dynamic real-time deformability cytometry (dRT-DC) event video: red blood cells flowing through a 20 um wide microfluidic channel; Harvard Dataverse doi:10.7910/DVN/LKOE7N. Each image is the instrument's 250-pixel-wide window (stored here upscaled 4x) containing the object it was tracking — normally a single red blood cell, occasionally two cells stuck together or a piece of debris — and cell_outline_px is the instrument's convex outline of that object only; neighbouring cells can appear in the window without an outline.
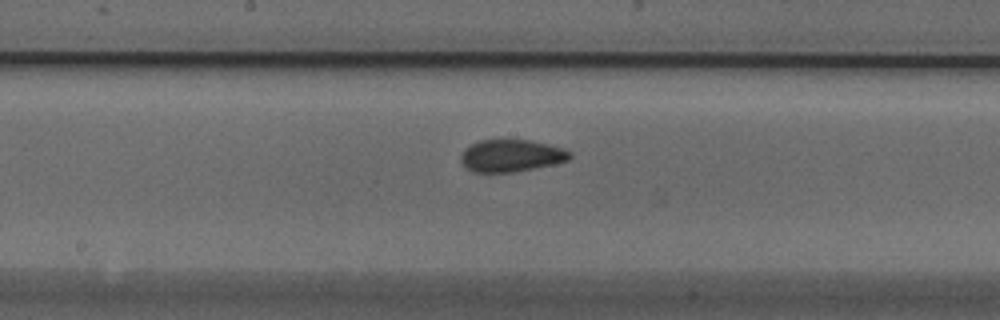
{"species": "Egyptian fruit bat (a non-hibernating species)", "species_latin": "Rousettus aegyptiacus", "temperature_condition": "cold", "stored_images_in_passage": 10, "segment_of_instrument_passage": [2, 2], "camera_frame_rate_fps": 3000, "um_per_image_px": 0.085, "animal": {"sex": "male"}, "frame": {"image": 1, "passage_image": 10, "time_ms": 3.0, "image_size_px": [1000, 320], "cell_outline_px": [[572, 156], [568, 160], [552, 164], [512, 172], [472, 172], [460, 160], [460, 156], [464, 148], [480, 140], [528, 140], [548, 144], [564, 148], [572, 152]], "centroid_in_image_um": [43.45, 13.22], "position_along_channel_um": 204.8, "area_um2": 20.29}}